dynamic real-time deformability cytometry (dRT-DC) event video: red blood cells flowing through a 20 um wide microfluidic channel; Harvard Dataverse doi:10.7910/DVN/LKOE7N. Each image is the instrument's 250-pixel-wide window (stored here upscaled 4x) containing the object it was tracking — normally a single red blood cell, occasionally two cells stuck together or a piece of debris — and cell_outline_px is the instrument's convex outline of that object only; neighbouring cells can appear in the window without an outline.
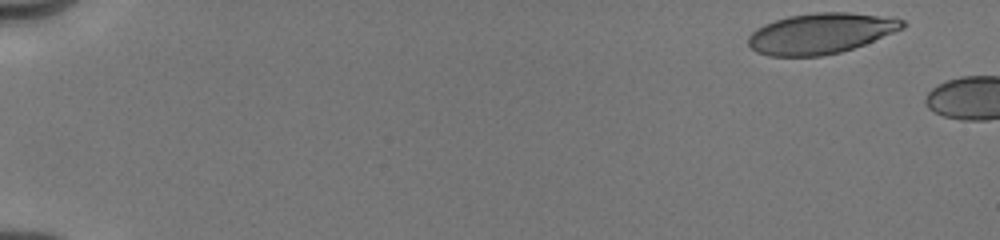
{"species": "human", "species_latin": "Homo sapiens", "temperature_condition": "cold", "stored_images_in_passage": 3, "camera_frame_rate_fps": 3000, "um_per_image_px": 0.085, "donor": {"sex": "male"}, "frame": {"image": 1, "passage_image": 1, "time_ms": 0.0, "image_size_px": [1000, 240], "cell_outline_px": [[908, 24], [904, 28], [864, 44], [840, 52], [820, 56], [768, 56], [756, 52], [748, 44], [748, 36], [756, 28], [764, 24], [788, 16], [816, 12], [848, 12], [896, 16], [904, 20]], "centroid_in_image_um": [69.8, 2.82], "position_along_channel_um": 15.2, "area_um2": 36.82}}